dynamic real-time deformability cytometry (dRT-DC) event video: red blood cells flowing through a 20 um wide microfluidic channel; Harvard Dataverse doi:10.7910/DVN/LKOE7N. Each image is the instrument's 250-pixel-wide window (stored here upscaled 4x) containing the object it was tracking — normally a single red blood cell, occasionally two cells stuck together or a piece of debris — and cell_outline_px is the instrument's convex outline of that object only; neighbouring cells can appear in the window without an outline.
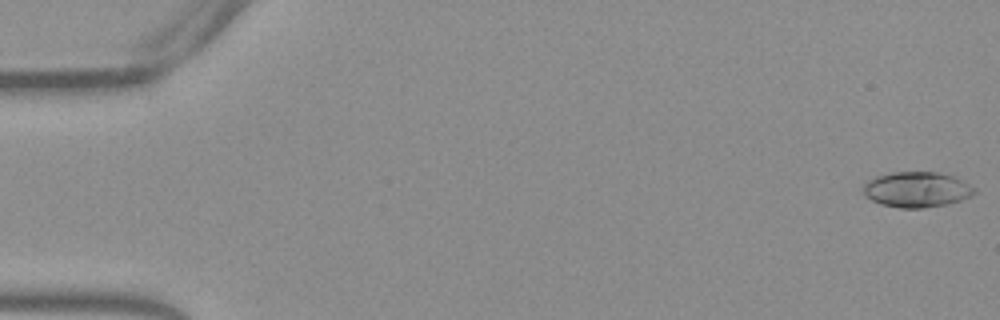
{"species": "Egyptian fruit bat (a non-hibernating species)", "species_latin": "Rousettus aegyptiacus", "temperature_condition": "warm", "stored_images_in_passage": 15, "camera_frame_rate_fps": 3000, "um_per_image_px": 0.085, "frame": {"image": 1, "passage_image": 1, "time_ms": 0.0, "image_size_px": [1000, 320], "cell_outline_px": [[976, 192], [972, 196], [948, 204], [924, 208], [900, 208], [880, 204], [864, 196], [864, 184], [868, 180], [876, 176], [892, 172], [936, 172], [952, 176], [976, 188]], "centroid_in_image_um": [77.91, 16.12], "position_along_channel_um": 7.1, "area_um2": 22.95}}
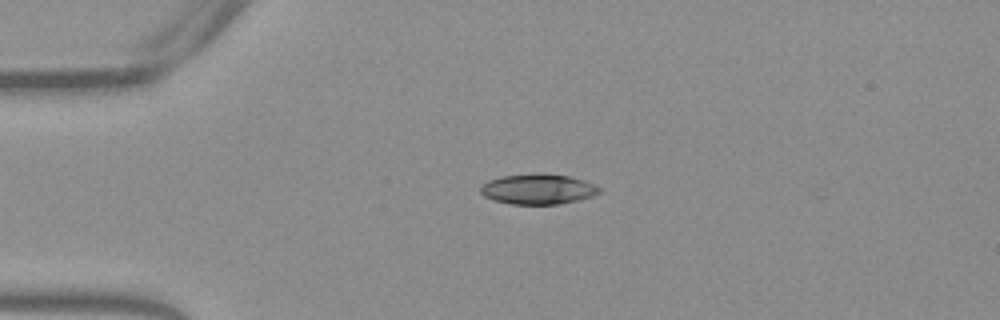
{"frame": {"image": 2, "passage_image": 13, "time_ms": 4.0, "image_size_px": [1000, 320], "cell_outline_px": [[604, 192], [592, 196], [560, 204], [508, 204], [484, 196], [480, 192], [480, 188], [488, 180], [504, 176], [568, 176], [584, 180], [604, 188]], "centroid_in_image_um": [45.8, 16.12], "position_along_channel_um": 39.2, "area_um2": 20.23}}